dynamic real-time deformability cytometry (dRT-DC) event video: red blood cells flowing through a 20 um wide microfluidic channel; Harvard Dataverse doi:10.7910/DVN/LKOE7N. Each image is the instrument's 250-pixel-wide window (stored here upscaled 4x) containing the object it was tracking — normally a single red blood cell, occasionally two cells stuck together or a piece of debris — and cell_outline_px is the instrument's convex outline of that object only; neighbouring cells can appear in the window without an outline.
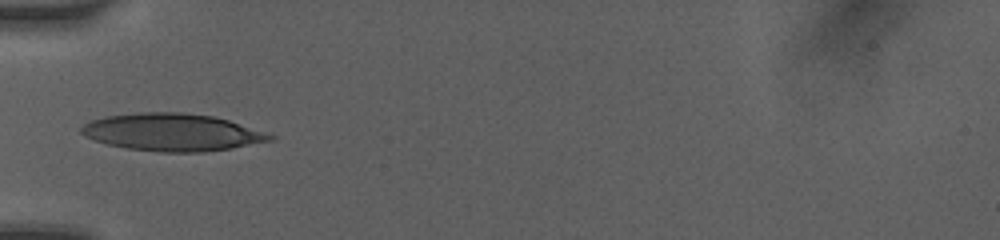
{"species": "human", "species_latin": "Homo sapiens", "temperature_condition": "room temperature", "stored_images_in_passage": 29, "camera_frame_rate_fps": 3000, "um_per_image_px": 0.085, "donor": {"sex": "female"}, "frame": {"image": 1, "passage_image": 1, "time_ms": 0.0, "image_size_px": [1000, 240], "cell_outline_px": [[276, 136], [272, 140], [232, 148], [204, 152], [160, 152], [128, 148], [108, 144], [84, 136], [80, 132], [80, 128], [84, 124], [92, 120], [108, 116], [136, 112], [184, 112], [212, 116], [228, 120]], "centroid_in_image_um": [14.62, 11.24], "position_along_channel_um": 70.4, "area_um2": 40.86}}
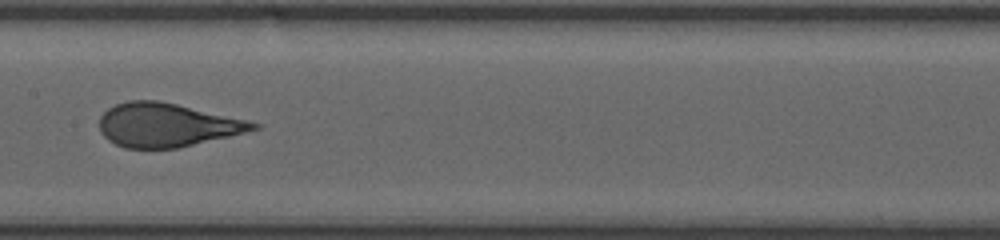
{"frame": {"image": 2, "passage_image": 13, "time_ms": 3.0, "image_size_px": [1000, 240], "cell_outline_px": [[260, 128], [180, 148], [124, 148], [108, 140], [100, 132], [100, 116], [108, 108], [116, 104], [128, 100], [156, 100], [176, 104], [248, 120], [260, 124]], "centroid_in_image_um": [14.15, 10.63], "position_along_channel_um": 193.2, "area_um2": 38.9}}
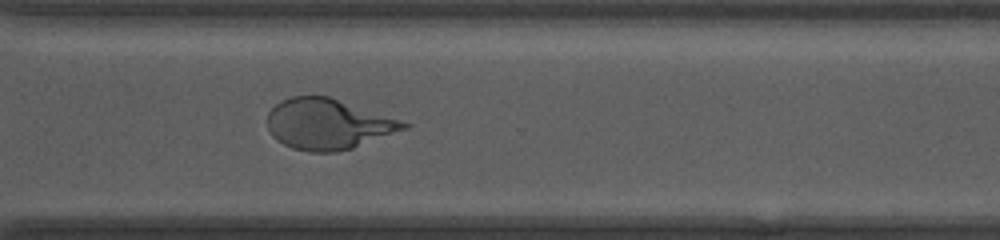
{"frame": {"image": 3, "passage_image": 27, "time_ms": 6.667, "image_size_px": [1000, 240], "cell_outline_px": [[412, 124], [408, 128], [352, 148], [336, 152], [312, 152], [292, 148], [276, 140], [272, 136], [268, 128], [268, 112], [280, 100], [292, 96], [328, 96]], "centroid_in_image_um": [27.85, 10.55], "position_along_channel_um": 342.7, "area_um2": 39.88}}